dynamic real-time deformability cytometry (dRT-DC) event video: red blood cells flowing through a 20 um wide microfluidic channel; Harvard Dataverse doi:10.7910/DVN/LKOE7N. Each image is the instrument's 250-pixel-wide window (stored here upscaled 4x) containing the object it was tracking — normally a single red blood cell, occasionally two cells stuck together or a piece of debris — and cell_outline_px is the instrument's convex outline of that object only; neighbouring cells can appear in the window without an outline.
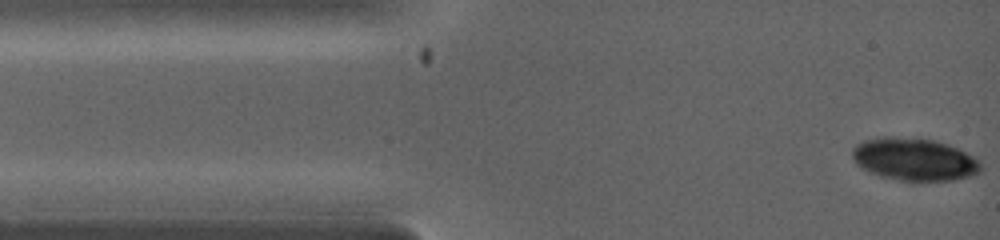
{"species": "common noctule bat (a hibernating species)", "species_latin": "Nyctalus noctula", "temperature_condition": "warm", "stored_images_in_passage": 6, "camera_frame_rate_fps": 5000, "um_per_image_px": 0.085, "animal": {"sex": "female", "body_mass_g": 19.0, "forearm_length_mm": 53.3}, "frame": {"image": 1, "passage_image": 1, "time_ms": 0.0, "image_size_px": [1000, 240], "cell_outline_px": [[980, 168], [972, 176], [956, 180], [912, 184], [880, 176], [856, 164], [852, 156], [852, 148], [856, 144], [864, 140], [880, 136], [888, 136], [932, 140], [948, 144], [972, 156], [980, 164]], "centroid_in_image_um": [77.68, 13.58], "position_along_channel_um": 7.3, "area_um2": 32.31}}